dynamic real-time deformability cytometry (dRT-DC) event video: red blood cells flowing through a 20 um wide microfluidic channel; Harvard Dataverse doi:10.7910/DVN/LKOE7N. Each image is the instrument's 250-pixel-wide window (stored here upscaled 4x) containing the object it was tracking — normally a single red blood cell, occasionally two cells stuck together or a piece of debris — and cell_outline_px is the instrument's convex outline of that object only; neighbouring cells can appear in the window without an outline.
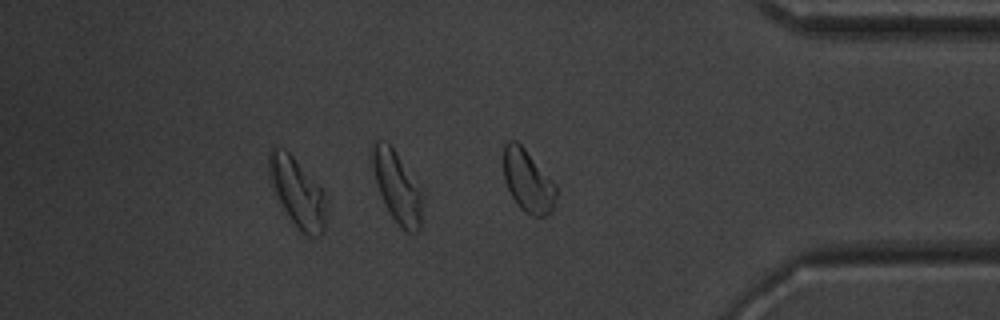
{"species": "common noctule bat (a hibernating species)", "species_latin": "Nyctalus noctula", "temperature_condition": "warm", "stored_images_in_passage": 34, "camera_frame_rate_fps": 3000, "um_per_image_px": 0.085, "animal": {"sex": "male", "body_mass_g": 20.1, "forearm_length_mm": 53.5}, "frame": {"image": 1, "passage_image": 29, "time_ms": 9.333, "image_size_px": [1000, 320], "cell_outline_px": [[328, 200], [324, 232], [320, 236], [304, 236], [300, 232], [288, 216], [272, 184], [268, 172], [268, 152], [272, 148], [284, 148], [292, 156], [320, 188]], "centroid_in_image_um": [25.31, 16.41], "position_along_channel_um": 409.9, "area_um2": 22.77}, "authors_computed_cell_mechanics": {"area_um2": 19.6231, "velocity_mm_per_s": 3.979, "shape_relaxation_time_tau1_ms": 3.0114, "shape_relaxation_time_tau2_ms": 2.4399, "deformation_change_tau1": 0.1031, "deformation_change_tau2": 0.0763}}